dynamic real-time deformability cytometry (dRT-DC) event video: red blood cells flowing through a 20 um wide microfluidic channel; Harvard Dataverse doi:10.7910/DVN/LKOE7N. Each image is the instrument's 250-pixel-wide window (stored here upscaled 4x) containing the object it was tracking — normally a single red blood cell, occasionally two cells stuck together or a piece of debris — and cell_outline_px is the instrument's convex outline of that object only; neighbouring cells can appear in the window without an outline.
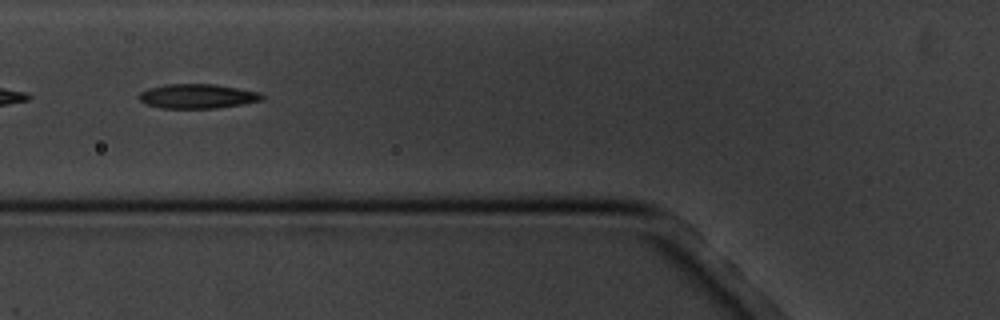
{"species": "common noctule bat (a hibernating species)", "species_latin": "Nyctalus noctula", "temperature_condition": "cold", "stored_images_in_passage": 16, "camera_frame_rate_fps": 3000, "um_per_image_px": 0.085, "animal": {"sex": "male", "body_mass_g": 20.1, "forearm_length_mm": 53.5}, "frame": {"image": 1, "passage_image": 6, "time_ms": 5.667, "image_size_px": [1000, 320], "cell_outline_px": [[264, 96], [260, 100], [244, 104], [216, 108], [160, 108], [148, 104], [140, 100], [136, 96], [140, 92], [148, 88], [164, 84], [212, 84], [260, 92]], "centroid_in_image_um": [16.74, 8.18], "position_along_channel_um": 109.1, "area_um2": 17.46}}
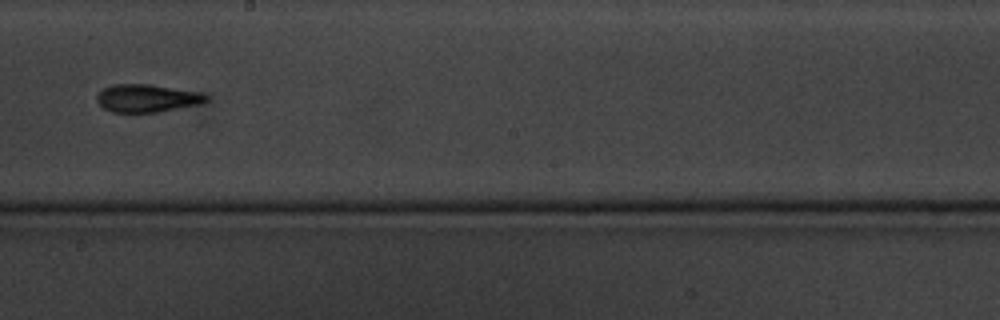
{"frame": {"image": 2, "passage_image": 9, "time_ms": 9.333, "image_size_px": [1000, 320], "cell_outline_px": [[208, 100], [200, 104], [156, 112], [112, 112], [104, 108], [96, 100], [96, 96], [104, 88], [112, 84], [148, 84], [200, 92], [208, 96]], "centroid_in_image_um": [12.49, 8.34], "position_along_channel_um": 235.7, "area_um2": 17.57}}
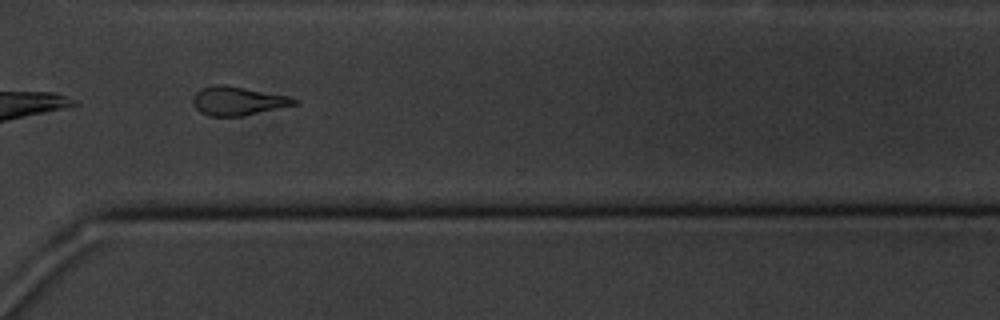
{"frame": {"image": 3, "passage_image": 12, "time_ms": 12.667, "image_size_px": [1000, 320], "cell_outline_px": [[300, 100], [296, 104], [240, 116], [208, 116], [200, 112], [192, 104], [192, 96], [200, 88], [216, 84], [224, 84], [288, 96]], "centroid_in_image_um": [20.15, 8.57], "position_along_channel_um": 350.5, "area_um2": 16.88}, "authors_computed_cell_mechanics": {"area_um2": 17.5423, "velocity_mm_per_s": 3.4558, "shape_relaxation_time_tau1_ms": 10.7079, "shape_relaxation_time_tau2_ms": 3.9428, "deformation_change_tau1": 0.2082, "deformation_change_tau2": 0.1295}}